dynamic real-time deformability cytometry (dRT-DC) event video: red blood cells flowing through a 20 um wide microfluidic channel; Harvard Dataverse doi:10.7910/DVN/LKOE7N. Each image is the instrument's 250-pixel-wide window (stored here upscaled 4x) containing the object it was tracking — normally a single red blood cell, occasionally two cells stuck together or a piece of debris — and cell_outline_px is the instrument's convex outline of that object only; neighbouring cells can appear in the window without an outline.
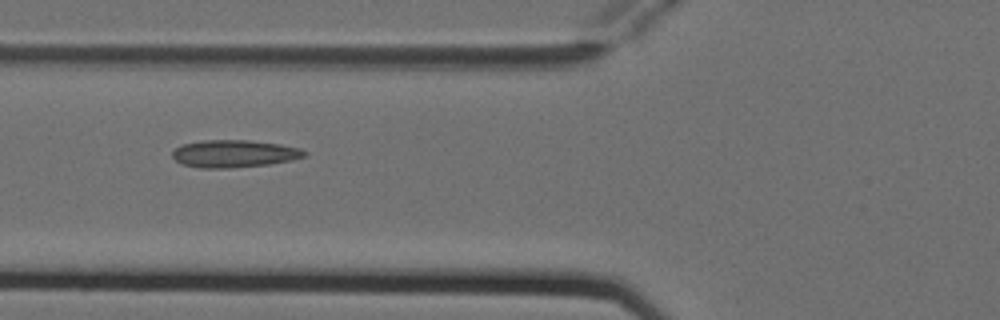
{"species": "Egyptian fruit bat (a non-hibernating species)", "species_latin": "Rousettus aegyptiacus", "temperature_condition": "cold", "stored_images_in_passage": 7, "camera_frame_rate_fps": 3000, "um_per_image_px": 0.085, "animal": {"sex": "female"}, "frame": {"image": 1, "passage_image": 5, "time_ms": 1.333, "image_size_px": [1000, 320], "cell_outline_px": [[308, 152], [304, 156], [292, 160], [268, 164], [228, 168], [200, 168], [184, 164], [176, 160], [172, 156], [172, 152], [176, 148], [184, 144], [204, 140], [248, 140], [280, 144], [300, 148]], "centroid_in_image_um": [19.92, 13.06], "position_along_channel_um": 105.9, "area_um2": 20.92}}
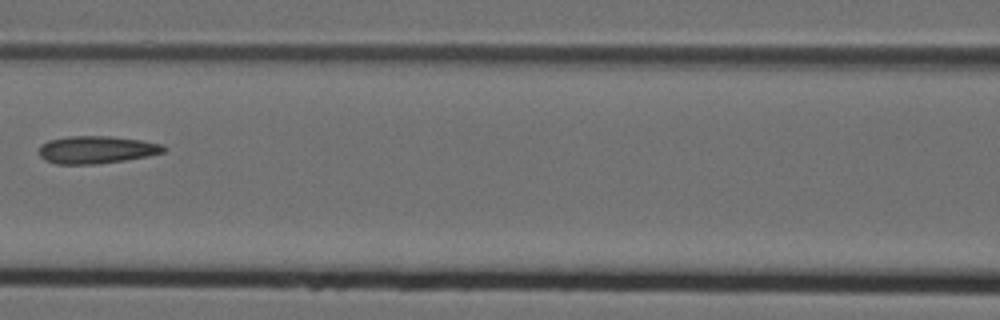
{"frame": {"image": 2, "passage_image": 6, "time_ms": 1.667, "image_size_px": [1000, 320], "cell_outline_px": [[168, 148], [164, 152], [148, 156], [124, 160], [96, 164], [56, 164], [44, 160], [40, 156], [40, 144], [48, 140], [68, 136], [112, 136], [140, 140], [164, 144]], "centroid_in_image_um": [8.21, 12.72], "position_along_channel_um": 158.4, "area_um2": 20.17}}
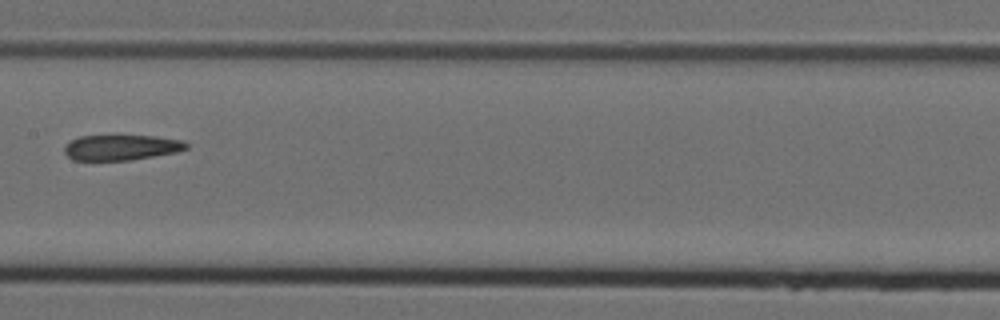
{"frame": {"image": 3, "passage_image": 7, "time_ms": 2.0, "image_size_px": [1000, 320], "cell_outline_px": [[188, 148], [176, 152], [132, 160], [72, 160], [64, 152], [64, 148], [72, 140], [80, 136], [152, 136], [184, 140], [188, 144]], "centroid_in_image_um": [10.33, 12.54], "position_along_channel_um": 197.1, "area_um2": 17.92}}